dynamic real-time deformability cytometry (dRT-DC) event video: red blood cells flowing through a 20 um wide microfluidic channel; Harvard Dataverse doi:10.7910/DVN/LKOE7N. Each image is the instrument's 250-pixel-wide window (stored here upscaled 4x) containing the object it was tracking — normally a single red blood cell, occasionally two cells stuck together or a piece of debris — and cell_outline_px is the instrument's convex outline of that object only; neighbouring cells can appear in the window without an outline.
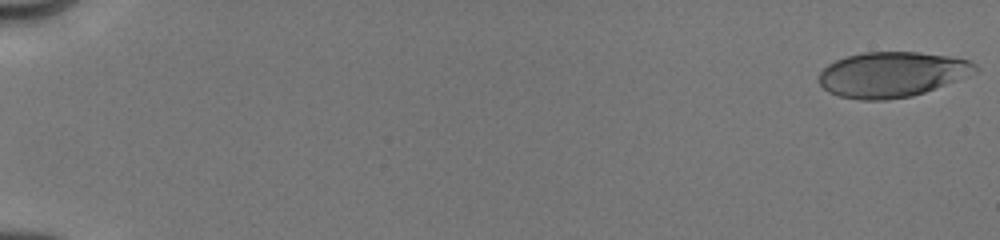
{"species": "human", "species_latin": "Homo sapiens", "temperature_condition": "cold", "stored_images_in_passage": 46, "camera_frame_rate_fps": 3000, "um_per_image_px": 0.085, "donor": {"sex": "male"}, "frame": {"image": 1, "passage_image": 1, "time_ms": 0.0, "image_size_px": [1000, 240], "cell_outline_px": [[980, 68], [976, 72], [968, 76], [924, 92], [912, 96], [884, 100], [860, 100], [840, 96], [828, 92], [820, 84], [820, 72], [828, 64], [836, 60], [848, 56], [864, 52], [916, 52], [948, 56], [968, 60], [976, 64]], "centroid_in_image_um": [75.82, 6.33], "position_along_channel_um": 9.2, "area_um2": 41.04}}
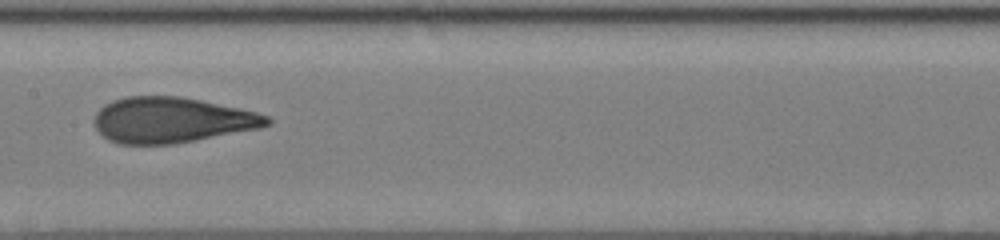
{"frame": {"image": 2, "passage_image": 26, "time_ms": 9.333, "image_size_px": [1000, 240], "cell_outline_px": [[272, 124], [260, 128], [176, 144], [120, 144], [108, 140], [96, 128], [92, 120], [96, 112], [104, 104], [112, 100], [128, 96], [180, 96], [240, 108], [256, 112], [268, 116], [272, 120]], "centroid_in_image_um": [14.59, 10.2], "position_along_channel_um": 192.8, "area_um2": 46.12}}
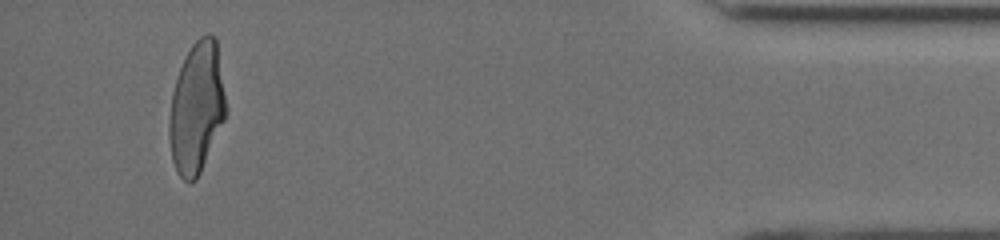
{"frame": {"image": 3, "passage_image": 45, "time_ms": 16.333, "image_size_px": [1000, 240], "cell_outline_px": [[228, 112], [200, 172], [196, 180], [188, 184], [176, 172], [172, 160], [168, 136], [168, 124], [172, 92], [184, 56], [192, 44], [200, 36], [208, 32], [216, 36], [228, 108]], "centroid_in_image_um": [16.72, 9.14], "position_along_channel_um": 418.5, "area_um2": 43.93}, "authors_computed_cell_mechanics": {"area_um2": 44.506, "velocity_mm_per_s": 4.0266, "shape_relaxation_time_tau1_ms": 4.5063, "shape_relaxation_time_tau2_ms": 0.839, "deformation_change_tau1": 0.1922, "deformation_change_tau2": 0.0654}}